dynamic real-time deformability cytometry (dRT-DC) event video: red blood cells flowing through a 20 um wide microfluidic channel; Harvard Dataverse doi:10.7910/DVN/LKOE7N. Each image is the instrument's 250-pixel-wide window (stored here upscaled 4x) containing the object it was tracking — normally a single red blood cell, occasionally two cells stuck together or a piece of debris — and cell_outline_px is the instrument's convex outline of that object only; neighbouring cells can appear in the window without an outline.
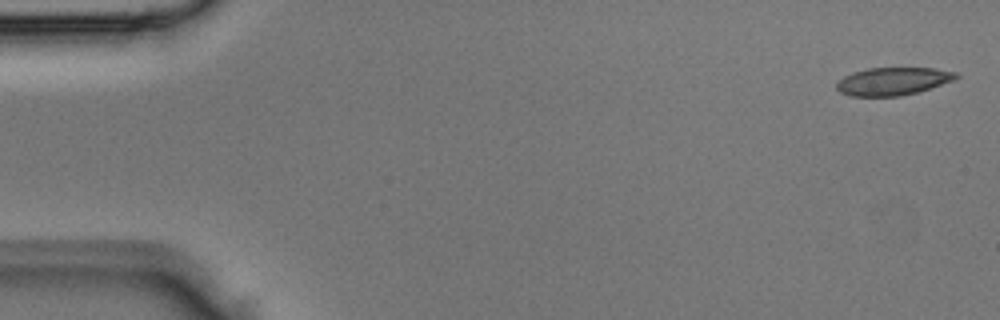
{"species": "Egyptian fruit bat (a non-hibernating species)", "species_latin": "Rousettus aegyptiacus", "temperature_condition": "room temperature", "stored_images_in_passage": 4, "camera_frame_rate_fps": 3000, "um_per_image_px": 0.085, "animal": {"sex": "male"}, "frame": {"image": 1, "passage_image": 1, "time_ms": 0.0, "image_size_px": [1000, 320], "cell_outline_px": [[960, 76], [952, 80], [916, 92], [900, 96], [852, 96], [840, 92], [836, 88], [836, 84], [844, 76], [852, 72], [868, 68], [936, 68], [956, 72]], "centroid_in_image_um": [75.87, 6.9], "position_along_channel_um": 9.1, "area_um2": 19.13}}
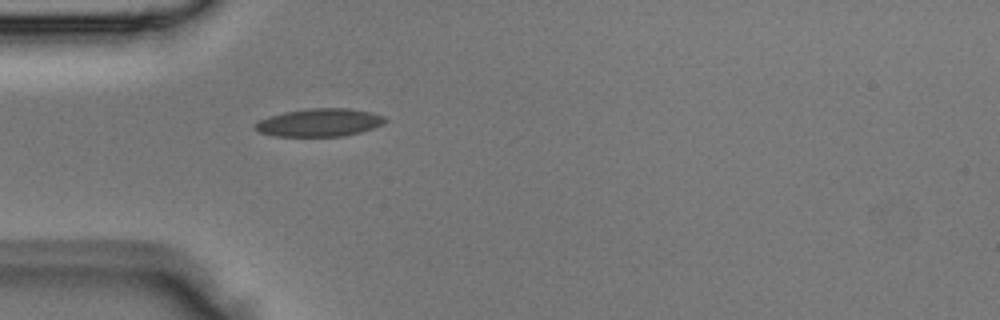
{"frame": {"image": 2, "passage_image": 4, "time_ms": 1.0, "image_size_px": [1000, 320], "cell_outline_px": [[388, 120], [384, 124], [360, 132], [344, 136], [276, 136], [260, 132], [252, 128], [252, 124], [268, 116], [284, 112], [312, 108], [348, 108], [372, 112], [384, 116]], "centroid_in_image_um": [27.15, 10.41], "position_along_channel_um": 57.9, "area_um2": 21.27}}